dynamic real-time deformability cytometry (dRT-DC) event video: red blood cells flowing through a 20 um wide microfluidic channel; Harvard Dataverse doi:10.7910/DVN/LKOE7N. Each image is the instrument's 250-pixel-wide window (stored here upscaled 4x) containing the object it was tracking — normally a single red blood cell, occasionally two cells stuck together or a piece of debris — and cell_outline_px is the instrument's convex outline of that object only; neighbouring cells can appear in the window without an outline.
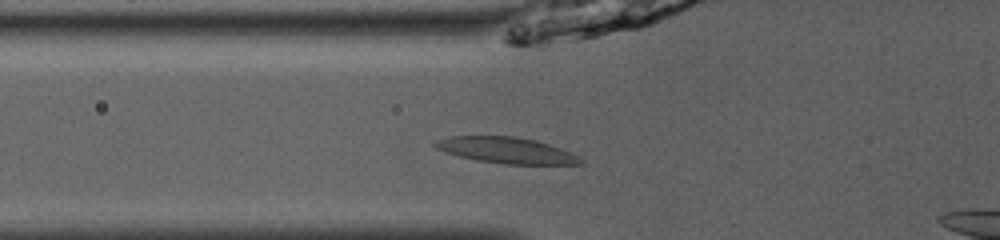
{"species": "common noctule bat (a hibernating species)", "species_latin": "Nyctalus noctula", "temperature_condition": "room temperature", "stored_images_in_passage": 32, "camera_frame_rate_fps": 3000, "um_per_image_px": 0.085, "animal": {"sex": "male", "body_mass_g": 13.0, "forearm_length_mm": 53.1}, "frame": {"image": 1, "passage_image": 5, "time_ms": 1.333, "image_size_px": [1000, 240], "cell_outline_px": [[584, 164], [508, 164], [476, 160], [460, 156], [436, 148], [432, 144], [436, 140], [452, 136], [516, 136], [536, 140], [572, 152], [584, 160]], "centroid_in_image_um": [43.08, 12.77], "position_along_channel_um": 82.7, "area_um2": 21.96}}
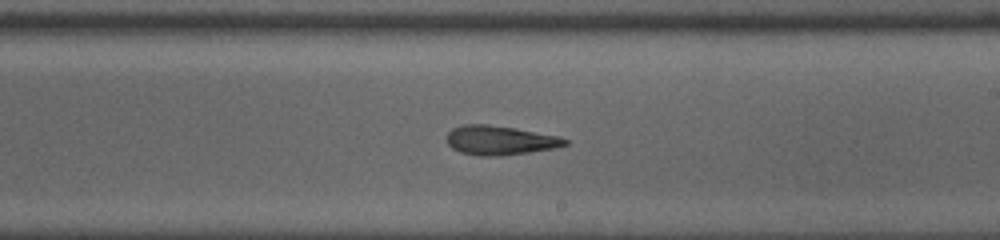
{"frame": {"image": 2, "passage_image": 17, "time_ms": 5.333, "image_size_px": [1000, 240], "cell_outline_px": [[568, 144], [552, 148], [528, 152], [500, 156], [476, 156], [460, 152], [452, 148], [448, 144], [448, 132], [452, 128], [464, 124], [488, 124], [516, 128], [556, 136], [568, 140]], "centroid_in_image_um": [42.44, 11.92], "position_along_channel_um": 246.6, "area_um2": 20.0}}
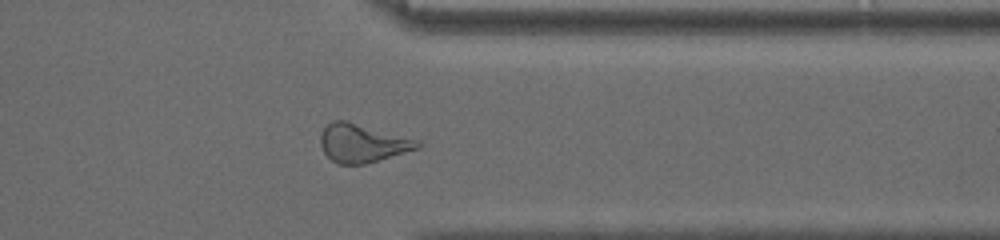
{"frame": {"image": 3, "passage_image": 27, "time_ms": 8.667, "image_size_px": [1000, 240], "cell_outline_px": [[420, 148], [364, 164], [340, 164], [332, 160], [324, 152], [320, 144], [320, 132], [332, 120], [344, 120], [420, 140]], "centroid_in_image_um": [30.79, 12.16], "position_along_channel_um": 380.6, "area_um2": 21.5}}